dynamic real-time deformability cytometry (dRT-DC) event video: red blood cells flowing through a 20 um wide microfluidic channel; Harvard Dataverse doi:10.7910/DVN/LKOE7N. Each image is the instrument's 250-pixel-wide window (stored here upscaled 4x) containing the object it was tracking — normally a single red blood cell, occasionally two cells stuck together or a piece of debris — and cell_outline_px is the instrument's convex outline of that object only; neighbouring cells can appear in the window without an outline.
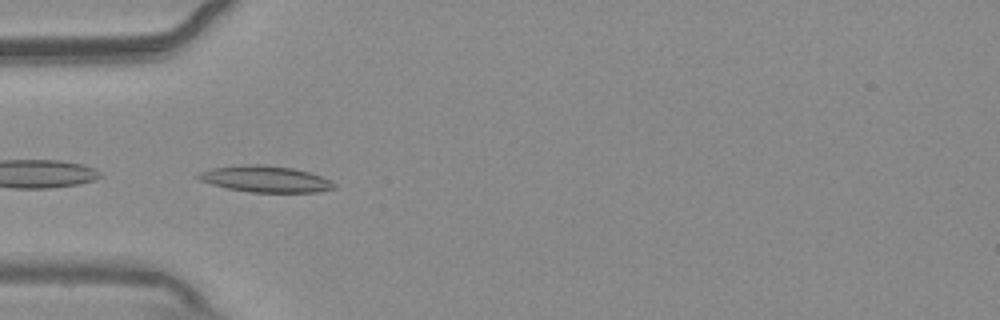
{"species": "common noctule bat (a hibernating species)", "species_latin": "Nyctalus noctula", "temperature_condition": "warm", "stored_images_in_passage": 19, "camera_frame_rate_fps": 3000, "um_per_image_px": 0.085, "animal": {"sex": "male", "body_mass_g": 20.4}, "frame": {"image": 1, "passage_image": 14, "time_ms": 4.333, "image_size_px": [1000, 320], "cell_outline_px": [[336, 188], [316, 192], [248, 192], [228, 188], [212, 184], [200, 180], [196, 176], [200, 172], [212, 168], [256, 164], [292, 168], [308, 172], [320, 176], [336, 184]], "centroid_in_image_um": [22.57, 15.23], "position_along_channel_um": 62.4, "area_um2": 20.4}}